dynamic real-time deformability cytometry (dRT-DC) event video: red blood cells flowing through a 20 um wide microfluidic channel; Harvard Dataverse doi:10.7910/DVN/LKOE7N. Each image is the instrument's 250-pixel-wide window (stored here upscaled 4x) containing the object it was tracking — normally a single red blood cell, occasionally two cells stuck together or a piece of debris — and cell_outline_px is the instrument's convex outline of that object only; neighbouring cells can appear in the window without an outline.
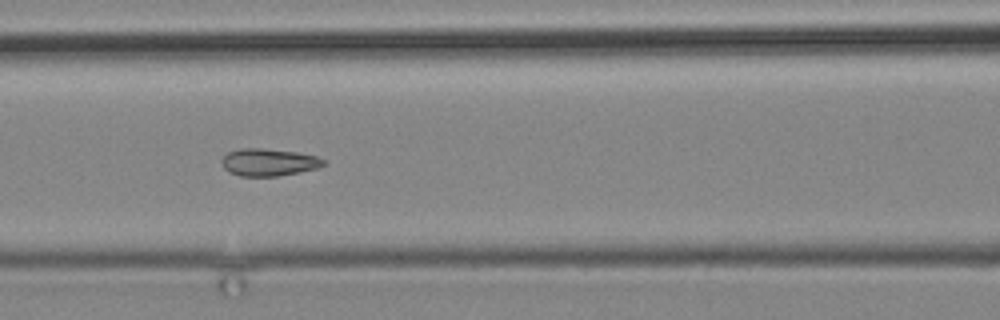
{"species": "common noctule bat (a hibernating species)", "species_latin": "Nyctalus noctula", "temperature_condition": "cold", "stored_images_in_passage": 13, "camera_frame_rate_fps": 3000, "um_per_image_px": 0.085, "animal": {"sex": "male", "body_mass_g": 19.2, "forearm_length_mm": 51.8}, "frame": {"image": 1, "passage_image": 11, "time_ms": 13.667, "image_size_px": [1000, 320], "cell_outline_px": [[324, 164], [316, 168], [300, 172], [276, 176], [240, 176], [228, 172], [224, 168], [220, 160], [228, 152], [240, 148], [264, 148], [296, 152], [316, 156], [324, 160]], "centroid_in_image_um": [22.79, 13.79], "position_along_channel_um": 143.8, "area_um2": 16.18}}
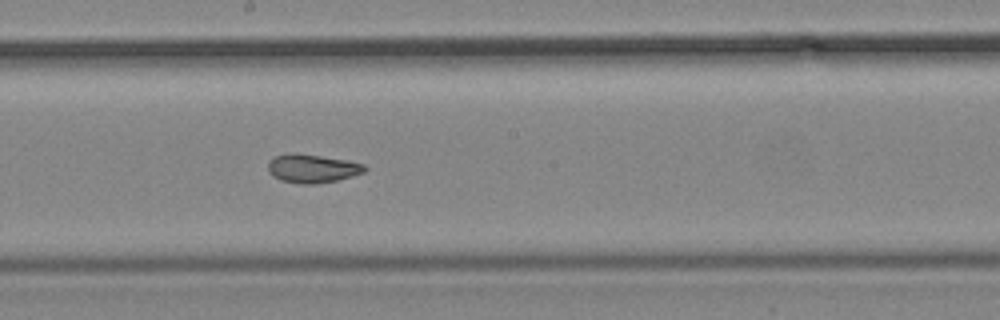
{"frame": {"image": 2, "passage_image": 13, "time_ms": 16.0, "image_size_px": [1000, 320], "cell_outline_px": [[368, 168], [364, 172], [352, 176], [336, 180], [316, 184], [300, 184], [280, 180], [272, 176], [268, 172], [268, 160], [272, 156], [292, 152], [348, 160], [364, 164]], "centroid_in_image_um": [26.5, 14.31], "position_along_channel_um": 221.7, "area_um2": 16.3}}